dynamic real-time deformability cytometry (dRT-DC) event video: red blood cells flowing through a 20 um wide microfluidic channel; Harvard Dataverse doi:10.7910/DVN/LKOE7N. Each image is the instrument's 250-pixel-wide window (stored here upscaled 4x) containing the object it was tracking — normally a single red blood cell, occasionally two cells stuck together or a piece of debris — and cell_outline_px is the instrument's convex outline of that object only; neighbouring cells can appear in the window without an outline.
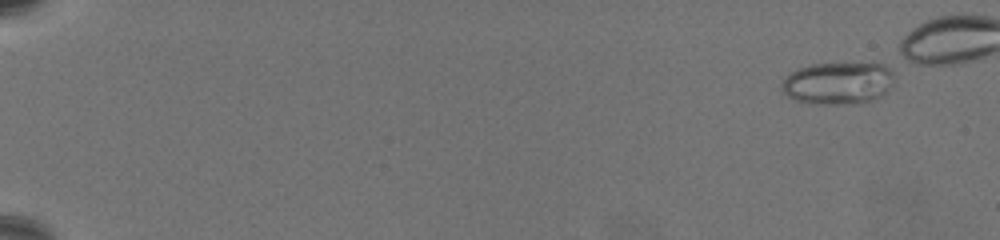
{"species": "common noctule bat (a hibernating species)", "species_latin": "Nyctalus noctula", "temperature_condition": "warm", "stored_images_in_passage": 58, "camera_frame_rate_fps": 3000, "um_per_image_px": 0.085, "animal": {"sex": "female", "body_mass_g": 19.5, "forearm_length_mm": 54.1}, "frame": {"image": 1, "passage_image": 1, "time_ms": 0.0, "image_size_px": [1000, 240], "cell_outline_px": [[892, 76], [888, 88], [880, 96], [872, 100], [860, 104], [816, 104], [796, 100], [788, 96], [780, 88], [780, 84], [792, 72], [800, 68], [812, 64], [892, 64]], "centroid_in_image_um": [71.23, 7.08], "position_along_channel_um": 13.8, "area_um2": 27.46}}
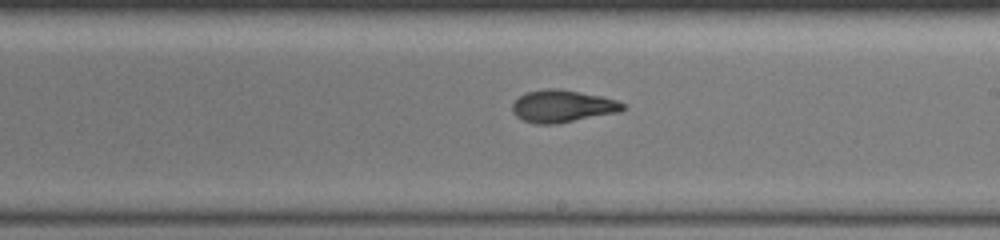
{"frame": {"image": 2, "passage_image": 39, "time_ms": 12.667, "image_size_px": [1000, 240], "cell_outline_px": [[624, 108], [620, 112], [556, 124], [536, 124], [520, 120], [512, 112], [512, 104], [520, 96], [528, 92], [548, 88], [556, 88], [600, 96], [616, 100], [624, 104]], "centroid_in_image_um": [47.78, 9.04], "position_along_channel_um": 241.2, "area_um2": 20.69}}
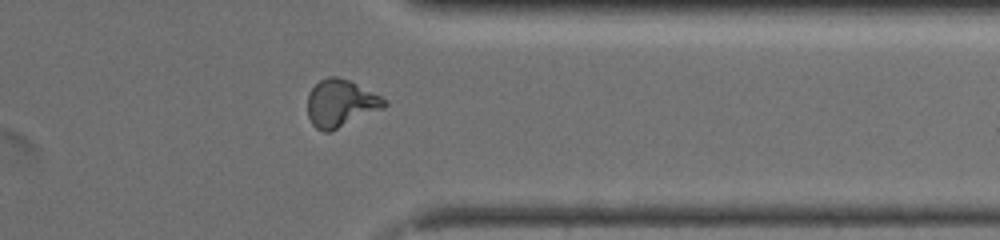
{"frame": {"image": 3, "passage_image": 52, "time_ms": 17.0, "image_size_px": [1000, 240], "cell_outline_px": [[388, 104], [384, 108], [332, 132], [324, 132], [316, 128], [312, 124], [308, 116], [308, 92], [320, 80], [328, 76], [336, 76], [348, 80], [388, 100]], "centroid_in_image_um": [28.96, 8.8], "position_along_channel_um": 382.4, "area_um2": 21.27}}